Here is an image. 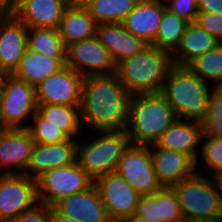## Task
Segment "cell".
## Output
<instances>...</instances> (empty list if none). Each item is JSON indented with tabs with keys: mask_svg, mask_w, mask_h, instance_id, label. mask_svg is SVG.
<instances>
[{
	"mask_svg": "<svg viewBox=\"0 0 222 222\" xmlns=\"http://www.w3.org/2000/svg\"><path fill=\"white\" fill-rule=\"evenodd\" d=\"M130 98L116 73L83 78L82 125L95 131L126 130Z\"/></svg>",
	"mask_w": 222,
	"mask_h": 222,
	"instance_id": "1",
	"label": "cell"
},
{
	"mask_svg": "<svg viewBox=\"0 0 222 222\" xmlns=\"http://www.w3.org/2000/svg\"><path fill=\"white\" fill-rule=\"evenodd\" d=\"M177 118L161 93L131 96L126 127L130 143L156 144Z\"/></svg>",
	"mask_w": 222,
	"mask_h": 222,
	"instance_id": "2",
	"label": "cell"
},
{
	"mask_svg": "<svg viewBox=\"0 0 222 222\" xmlns=\"http://www.w3.org/2000/svg\"><path fill=\"white\" fill-rule=\"evenodd\" d=\"M194 74L188 66L173 64L166 76L161 94L179 119L201 122L206 115L208 99L214 87Z\"/></svg>",
	"mask_w": 222,
	"mask_h": 222,
	"instance_id": "3",
	"label": "cell"
},
{
	"mask_svg": "<svg viewBox=\"0 0 222 222\" xmlns=\"http://www.w3.org/2000/svg\"><path fill=\"white\" fill-rule=\"evenodd\" d=\"M172 65L170 53L148 45L133 57L120 62L116 74L131 96L161 93Z\"/></svg>",
	"mask_w": 222,
	"mask_h": 222,
	"instance_id": "4",
	"label": "cell"
},
{
	"mask_svg": "<svg viewBox=\"0 0 222 222\" xmlns=\"http://www.w3.org/2000/svg\"><path fill=\"white\" fill-rule=\"evenodd\" d=\"M181 205L185 222H217L222 218V192L214 179L196 173L172 187Z\"/></svg>",
	"mask_w": 222,
	"mask_h": 222,
	"instance_id": "5",
	"label": "cell"
},
{
	"mask_svg": "<svg viewBox=\"0 0 222 222\" xmlns=\"http://www.w3.org/2000/svg\"><path fill=\"white\" fill-rule=\"evenodd\" d=\"M92 141L78 142L77 161L95 181L97 178L114 173L125 149L130 145L126 130L97 131Z\"/></svg>",
	"mask_w": 222,
	"mask_h": 222,
	"instance_id": "6",
	"label": "cell"
},
{
	"mask_svg": "<svg viewBox=\"0 0 222 222\" xmlns=\"http://www.w3.org/2000/svg\"><path fill=\"white\" fill-rule=\"evenodd\" d=\"M35 87L6 74L0 87V122L5 129H27L23 123L37 112Z\"/></svg>",
	"mask_w": 222,
	"mask_h": 222,
	"instance_id": "7",
	"label": "cell"
},
{
	"mask_svg": "<svg viewBox=\"0 0 222 222\" xmlns=\"http://www.w3.org/2000/svg\"><path fill=\"white\" fill-rule=\"evenodd\" d=\"M93 183L78 161L52 169L36 179L39 202L53 207L60 200L88 189Z\"/></svg>",
	"mask_w": 222,
	"mask_h": 222,
	"instance_id": "8",
	"label": "cell"
},
{
	"mask_svg": "<svg viewBox=\"0 0 222 222\" xmlns=\"http://www.w3.org/2000/svg\"><path fill=\"white\" fill-rule=\"evenodd\" d=\"M141 196L153 195L161 190L151 157V145L131 144L125 149L115 171Z\"/></svg>",
	"mask_w": 222,
	"mask_h": 222,
	"instance_id": "9",
	"label": "cell"
},
{
	"mask_svg": "<svg viewBox=\"0 0 222 222\" xmlns=\"http://www.w3.org/2000/svg\"><path fill=\"white\" fill-rule=\"evenodd\" d=\"M38 202L36 180L24 174L0 175V222H10Z\"/></svg>",
	"mask_w": 222,
	"mask_h": 222,
	"instance_id": "10",
	"label": "cell"
},
{
	"mask_svg": "<svg viewBox=\"0 0 222 222\" xmlns=\"http://www.w3.org/2000/svg\"><path fill=\"white\" fill-rule=\"evenodd\" d=\"M66 65L84 78L108 76L115 74L117 70L110 52L96 36L68 46Z\"/></svg>",
	"mask_w": 222,
	"mask_h": 222,
	"instance_id": "11",
	"label": "cell"
},
{
	"mask_svg": "<svg viewBox=\"0 0 222 222\" xmlns=\"http://www.w3.org/2000/svg\"><path fill=\"white\" fill-rule=\"evenodd\" d=\"M111 222H123L132 216L141 195L116 172L94 181Z\"/></svg>",
	"mask_w": 222,
	"mask_h": 222,
	"instance_id": "12",
	"label": "cell"
},
{
	"mask_svg": "<svg viewBox=\"0 0 222 222\" xmlns=\"http://www.w3.org/2000/svg\"><path fill=\"white\" fill-rule=\"evenodd\" d=\"M83 78L66 66L35 87L37 104L81 106Z\"/></svg>",
	"mask_w": 222,
	"mask_h": 222,
	"instance_id": "13",
	"label": "cell"
},
{
	"mask_svg": "<svg viewBox=\"0 0 222 222\" xmlns=\"http://www.w3.org/2000/svg\"><path fill=\"white\" fill-rule=\"evenodd\" d=\"M34 144L28 129H5L0 136V173L24 174Z\"/></svg>",
	"mask_w": 222,
	"mask_h": 222,
	"instance_id": "14",
	"label": "cell"
},
{
	"mask_svg": "<svg viewBox=\"0 0 222 222\" xmlns=\"http://www.w3.org/2000/svg\"><path fill=\"white\" fill-rule=\"evenodd\" d=\"M28 28L12 12L0 17V68L12 74L27 50Z\"/></svg>",
	"mask_w": 222,
	"mask_h": 222,
	"instance_id": "15",
	"label": "cell"
},
{
	"mask_svg": "<svg viewBox=\"0 0 222 222\" xmlns=\"http://www.w3.org/2000/svg\"><path fill=\"white\" fill-rule=\"evenodd\" d=\"M69 6L65 0H18L11 12L27 28L58 29Z\"/></svg>",
	"mask_w": 222,
	"mask_h": 222,
	"instance_id": "16",
	"label": "cell"
},
{
	"mask_svg": "<svg viewBox=\"0 0 222 222\" xmlns=\"http://www.w3.org/2000/svg\"><path fill=\"white\" fill-rule=\"evenodd\" d=\"M77 145L75 139L59 144L35 143L24 175L36 180L52 169L72 165L77 161Z\"/></svg>",
	"mask_w": 222,
	"mask_h": 222,
	"instance_id": "17",
	"label": "cell"
},
{
	"mask_svg": "<svg viewBox=\"0 0 222 222\" xmlns=\"http://www.w3.org/2000/svg\"><path fill=\"white\" fill-rule=\"evenodd\" d=\"M53 208L80 222H111L95 183L84 191L60 200Z\"/></svg>",
	"mask_w": 222,
	"mask_h": 222,
	"instance_id": "18",
	"label": "cell"
},
{
	"mask_svg": "<svg viewBox=\"0 0 222 222\" xmlns=\"http://www.w3.org/2000/svg\"><path fill=\"white\" fill-rule=\"evenodd\" d=\"M151 157L157 178L163 187L172 188L196 173L195 161L186 153L153 144Z\"/></svg>",
	"mask_w": 222,
	"mask_h": 222,
	"instance_id": "19",
	"label": "cell"
},
{
	"mask_svg": "<svg viewBox=\"0 0 222 222\" xmlns=\"http://www.w3.org/2000/svg\"><path fill=\"white\" fill-rule=\"evenodd\" d=\"M166 6L162 0H139L122 21L123 27L151 45L157 35Z\"/></svg>",
	"mask_w": 222,
	"mask_h": 222,
	"instance_id": "20",
	"label": "cell"
},
{
	"mask_svg": "<svg viewBox=\"0 0 222 222\" xmlns=\"http://www.w3.org/2000/svg\"><path fill=\"white\" fill-rule=\"evenodd\" d=\"M96 37L110 52L116 65L148 46L144 40L126 30L122 23L98 24Z\"/></svg>",
	"mask_w": 222,
	"mask_h": 222,
	"instance_id": "21",
	"label": "cell"
},
{
	"mask_svg": "<svg viewBox=\"0 0 222 222\" xmlns=\"http://www.w3.org/2000/svg\"><path fill=\"white\" fill-rule=\"evenodd\" d=\"M202 135L201 122L177 118L155 145L160 148L186 153L196 162Z\"/></svg>",
	"mask_w": 222,
	"mask_h": 222,
	"instance_id": "22",
	"label": "cell"
},
{
	"mask_svg": "<svg viewBox=\"0 0 222 222\" xmlns=\"http://www.w3.org/2000/svg\"><path fill=\"white\" fill-rule=\"evenodd\" d=\"M66 66V57H49L27 48L12 75L36 87Z\"/></svg>",
	"mask_w": 222,
	"mask_h": 222,
	"instance_id": "23",
	"label": "cell"
},
{
	"mask_svg": "<svg viewBox=\"0 0 222 222\" xmlns=\"http://www.w3.org/2000/svg\"><path fill=\"white\" fill-rule=\"evenodd\" d=\"M98 23L84 7L77 4L70 5L64 12L58 28L65 47L94 38Z\"/></svg>",
	"mask_w": 222,
	"mask_h": 222,
	"instance_id": "24",
	"label": "cell"
},
{
	"mask_svg": "<svg viewBox=\"0 0 222 222\" xmlns=\"http://www.w3.org/2000/svg\"><path fill=\"white\" fill-rule=\"evenodd\" d=\"M220 42L196 23H190L177 50L172 54L175 65L187 66L196 57L216 48Z\"/></svg>",
	"mask_w": 222,
	"mask_h": 222,
	"instance_id": "25",
	"label": "cell"
},
{
	"mask_svg": "<svg viewBox=\"0 0 222 222\" xmlns=\"http://www.w3.org/2000/svg\"><path fill=\"white\" fill-rule=\"evenodd\" d=\"M37 112L48 120V123L57 126L71 139L79 136L82 120L81 106H65L52 104H37Z\"/></svg>",
	"mask_w": 222,
	"mask_h": 222,
	"instance_id": "26",
	"label": "cell"
},
{
	"mask_svg": "<svg viewBox=\"0 0 222 222\" xmlns=\"http://www.w3.org/2000/svg\"><path fill=\"white\" fill-rule=\"evenodd\" d=\"M189 24L190 22L187 20L166 9L155 40L151 45L172 55L179 47Z\"/></svg>",
	"mask_w": 222,
	"mask_h": 222,
	"instance_id": "27",
	"label": "cell"
},
{
	"mask_svg": "<svg viewBox=\"0 0 222 222\" xmlns=\"http://www.w3.org/2000/svg\"><path fill=\"white\" fill-rule=\"evenodd\" d=\"M139 0H91L84 7L98 24L122 23Z\"/></svg>",
	"mask_w": 222,
	"mask_h": 222,
	"instance_id": "28",
	"label": "cell"
},
{
	"mask_svg": "<svg viewBox=\"0 0 222 222\" xmlns=\"http://www.w3.org/2000/svg\"><path fill=\"white\" fill-rule=\"evenodd\" d=\"M27 47L49 57H66L67 48L58 29L28 28Z\"/></svg>",
	"mask_w": 222,
	"mask_h": 222,
	"instance_id": "29",
	"label": "cell"
},
{
	"mask_svg": "<svg viewBox=\"0 0 222 222\" xmlns=\"http://www.w3.org/2000/svg\"><path fill=\"white\" fill-rule=\"evenodd\" d=\"M187 66L205 82L212 81L214 88H222V43L206 54L196 57Z\"/></svg>",
	"mask_w": 222,
	"mask_h": 222,
	"instance_id": "30",
	"label": "cell"
},
{
	"mask_svg": "<svg viewBox=\"0 0 222 222\" xmlns=\"http://www.w3.org/2000/svg\"><path fill=\"white\" fill-rule=\"evenodd\" d=\"M33 123L26 124L32 139L38 144H59L71 138L57 126L48 123L38 112L32 117Z\"/></svg>",
	"mask_w": 222,
	"mask_h": 222,
	"instance_id": "31",
	"label": "cell"
},
{
	"mask_svg": "<svg viewBox=\"0 0 222 222\" xmlns=\"http://www.w3.org/2000/svg\"><path fill=\"white\" fill-rule=\"evenodd\" d=\"M202 123V136L222 138V88L211 92L207 112Z\"/></svg>",
	"mask_w": 222,
	"mask_h": 222,
	"instance_id": "32",
	"label": "cell"
},
{
	"mask_svg": "<svg viewBox=\"0 0 222 222\" xmlns=\"http://www.w3.org/2000/svg\"><path fill=\"white\" fill-rule=\"evenodd\" d=\"M199 156L195 162L196 169L200 165V159L212 174L222 172V138L202 136Z\"/></svg>",
	"mask_w": 222,
	"mask_h": 222,
	"instance_id": "33",
	"label": "cell"
},
{
	"mask_svg": "<svg viewBox=\"0 0 222 222\" xmlns=\"http://www.w3.org/2000/svg\"><path fill=\"white\" fill-rule=\"evenodd\" d=\"M161 211L164 222H185L181 205L173 188L161 189Z\"/></svg>",
	"mask_w": 222,
	"mask_h": 222,
	"instance_id": "34",
	"label": "cell"
},
{
	"mask_svg": "<svg viewBox=\"0 0 222 222\" xmlns=\"http://www.w3.org/2000/svg\"><path fill=\"white\" fill-rule=\"evenodd\" d=\"M135 214L149 222H164L161 211V190L153 195L141 196Z\"/></svg>",
	"mask_w": 222,
	"mask_h": 222,
	"instance_id": "35",
	"label": "cell"
},
{
	"mask_svg": "<svg viewBox=\"0 0 222 222\" xmlns=\"http://www.w3.org/2000/svg\"><path fill=\"white\" fill-rule=\"evenodd\" d=\"M166 9L177 16L194 23L199 14L198 0H164Z\"/></svg>",
	"mask_w": 222,
	"mask_h": 222,
	"instance_id": "36",
	"label": "cell"
},
{
	"mask_svg": "<svg viewBox=\"0 0 222 222\" xmlns=\"http://www.w3.org/2000/svg\"><path fill=\"white\" fill-rule=\"evenodd\" d=\"M194 23L222 43V14L199 12Z\"/></svg>",
	"mask_w": 222,
	"mask_h": 222,
	"instance_id": "37",
	"label": "cell"
},
{
	"mask_svg": "<svg viewBox=\"0 0 222 222\" xmlns=\"http://www.w3.org/2000/svg\"><path fill=\"white\" fill-rule=\"evenodd\" d=\"M50 207L38 202L31 209L22 212L10 222H49Z\"/></svg>",
	"mask_w": 222,
	"mask_h": 222,
	"instance_id": "38",
	"label": "cell"
},
{
	"mask_svg": "<svg viewBox=\"0 0 222 222\" xmlns=\"http://www.w3.org/2000/svg\"><path fill=\"white\" fill-rule=\"evenodd\" d=\"M199 12L222 14V0H198Z\"/></svg>",
	"mask_w": 222,
	"mask_h": 222,
	"instance_id": "39",
	"label": "cell"
},
{
	"mask_svg": "<svg viewBox=\"0 0 222 222\" xmlns=\"http://www.w3.org/2000/svg\"><path fill=\"white\" fill-rule=\"evenodd\" d=\"M49 222H80L68 216L58 213L53 207H50Z\"/></svg>",
	"mask_w": 222,
	"mask_h": 222,
	"instance_id": "40",
	"label": "cell"
},
{
	"mask_svg": "<svg viewBox=\"0 0 222 222\" xmlns=\"http://www.w3.org/2000/svg\"><path fill=\"white\" fill-rule=\"evenodd\" d=\"M210 177L214 179L217 187L222 192V172H214L213 174H211Z\"/></svg>",
	"mask_w": 222,
	"mask_h": 222,
	"instance_id": "41",
	"label": "cell"
},
{
	"mask_svg": "<svg viewBox=\"0 0 222 222\" xmlns=\"http://www.w3.org/2000/svg\"><path fill=\"white\" fill-rule=\"evenodd\" d=\"M123 222H149V221L144 217H141L134 213L132 216L126 218Z\"/></svg>",
	"mask_w": 222,
	"mask_h": 222,
	"instance_id": "42",
	"label": "cell"
},
{
	"mask_svg": "<svg viewBox=\"0 0 222 222\" xmlns=\"http://www.w3.org/2000/svg\"><path fill=\"white\" fill-rule=\"evenodd\" d=\"M9 12H11V8L3 0H0V17Z\"/></svg>",
	"mask_w": 222,
	"mask_h": 222,
	"instance_id": "43",
	"label": "cell"
},
{
	"mask_svg": "<svg viewBox=\"0 0 222 222\" xmlns=\"http://www.w3.org/2000/svg\"><path fill=\"white\" fill-rule=\"evenodd\" d=\"M91 0H76V4L80 6H85Z\"/></svg>",
	"mask_w": 222,
	"mask_h": 222,
	"instance_id": "44",
	"label": "cell"
},
{
	"mask_svg": "<svg viewBox=\"0 0 222 222\" xmlns=\"http://www.w3.org/2000/svg\"><path fill=\"white\" fill-rule=\"evenodd\" d=\"M10 8L18 1V0H3Z\"/></svg>",
	"mask_w": 222,
	"mask_h": 222,
	"instance_id": "45",
	"label": "cell"
},
{
	"mask_svg": "<svg viewBox=\"0 0 222 222\" xmlns=\"http://www.w3.org/2000/svg\"><path fill=\"white\" fill-rule=\"evenodd\" d=\"M5 75H6V73L0 68V87H1V84L3 82Z\"/></svg>",
	"mask_w": 222,
	"mask_h": 222,
	"instance_id": "46",
	"label": "cell"
},
{
	"mask_svg": "<svg viewBox=\"0 0 222 222\" xmlns=\"http://www.w3.org/2000/svg\"><path fill=\"white\" fill-rule=\"evenodd\" d=\"M4 130H5V128L3 127L2 123L0 122V136L3 133Z\"/></svg>",
	"mask_w": 222,
	"mask_h": 222,
	"instance_id": "47",
	"label": "cell"
},
{
	"mask_svg": "<svg viewBox=\"0 0 222 222\" xmlns=\"http://www.w3.org/2000/svg\"><path fill=\"white\" fill-rule=\"evenodd\" d=\"M67 1L70 5L76 4V0H65Z\"/></svg>",
	"mask_w": 222,
	"mask_h": 222,
	"instance_id": "48",
	"label": "cell"
}]
</instances>
